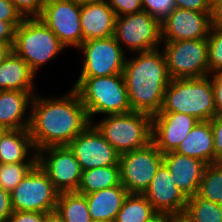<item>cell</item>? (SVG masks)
I'll return each instance as SVG.
<instances>
[{"label": "cell", "instance_id": "cell-33", "mask_svg": "<svg viewBox=\"0 0 222 222\" xmlns=\"http://www.w3.org/2000/svg\"><path fill=\"white\" fill-rule=\"evenodd\" d=\"M24 18L39 17L46 0H10Z\"/></svg>", "mask_w": 222, "mask_h": 222}, {"label": "cell", "instance_id": "cell-28", "mask_svg": "<svg viewBox=\"0 0 222 222\" xmlns=\"http://www.w3.org/2000/svg\"><path fill=\"white\" fill-rule=\"evenodd\" d=\"M196 195L215 203L222 201V163L206 165Z\"/></svg>", "mask_w": 222, "mask_h": 222}, {"label": "cell", "instance_id": "cell-8", "mask_svg": "<svg viewBox=\"0 0 222 222\" xmlns=\"http://www.w3.org/2000/svg\"><path fill=\"white\" fill-rule=\"evenodd\" d=\"M59 194L48 175L37 164L11 192L13 212L54 211Z\"/></svg>", "mask_w": 222, "mask_h": 222}, {"label": "cell", "instance_id": "cell-14", "mask_svg": "<svg viewBox=\"0 0 222 222\" xmlns=\"http://www.w3.org/2000/svg\"><path fill=\"white\" fill-rule=\"evenodd\" d=\"M67 146L74 153L82 171L119 165L120 153L110 145L93 123Z\"/></svg>", "mask_w": 222, "mask_h": 222}, {"label": "cell", "instance_id": "cell-27", "mask_svg": "<svg viewBox=\"0 0 222 222\" xmlns=\"http://www.w3.org/2000/svg\"><path fill=\"white\" fill-rule=\"evenodd\" d=\"M157 214L143 194L129 193L114 222H149Z\"/></svg>", "mask_w": 222, "mask_h": 222}, {"label": "cell", "instance_id": "cell-31", "mask_svg": "<svg viewBox=\"0 0 222 222\" xmlns=\"http://www.w3.org/2000/svg\"><path fill=\"white\" fill-rule=\"evenodd\" d=\"M208 41L209 75L222 72V27H211Z\"/></svg>", "mask_w": 222, "mask_h": 222}, {"label": "cell", "instance_id": "cell-45", "mask_svg": "<svg viewBox=\"0 0 222 222\" xmlns=\"http://www.w3.org/2000/svg\"><path fill=\"white\" fill-rule=\"evenodd\" d=\"M167 222H192L189 218H187L184 214H175L168 215Z\"/></svg>", "mask_w": 222, "mask_h": 222}, {"label": "cell", "instance_id": "cell-2", "mask_svg": "<svg viewBox=\"0 0 222 222\" xmlns=\"http://www.w3.org/2000/svg\"><path fill=\"white\" fill-rule=\"evenodd\" d=\"M138 52L136 58L125 60L122 72L132 111L151 116L162 107L165 89L171 82L163 51Z\"/></svg>", "mask_w": 222, "mask_h": 222}, {"label": "cell", "instance_id": "cell-6", "mask_svg": "<svg viewBox=\"0 0 222 222\" xmlns=\"http://www.w3.org/2000/svg\"><path fill=\"white\" fill-rule=\"evenodd\" d=\"M94 126L120 154L152 142V116L131 111L107 115Z\"/></svg>", "mask_w": 222, "mask_h": 222}, {"label": "cell", "instance_id": "cell-29", "mask_svg": "<svg viewBox=\"0 0 222 222\" xmlns=\"http://www.w3.org/2000/svg\"><path fill=\"white\" fill-rule=\"evenodd\" d=\"M184 215L192 222H222L219 203L205 200L197 195L188 198Z\"/></svg>", "mask_w": 222, "mask_h": 222}, {"label": "cell", "instance_id": "cell-7", "mask_svg": "<svg viewBox=\"0 0 222 222\" xmlns=\"http://www.w3.org/2000/svg\"><path fill=\"white\" fill-rule=\"evenodd\" d=\"M162 43L171 79L201 78L209 75L207 39Z\"/></svg>", "mask_w": 222, "mask_h": 222}, {"label": "cell", "instance_id": "cell-36", "mask_svg": "<svg viewBox=\"0 0 222 222\" xmlns=\"http://www.w3.org/2000/svg\"><path fill=\"white\" fill-rule=\"evenodd\" d=\"M24 17L10 0H0V20L23 21Z\"/></svg>", "mask_w": 222, "mask_h": 222}, {"label": "cell", "instance_id": "cell-37", "mask_svg": "<svg viewBox=\"0 0 222 222\" xmlns=\"http://www.w3.org/2000/svg\"><path fill=\"white\" fill-rule=\"evenodd\" d=\"M22 21H3L0 20V41L6 42L13 47L15 28Z\"/></svg>", "mask_w": 222, "mask_h": 222}, {"label": "cell", "instance_id": "cell-23", "mask_svg": "<svg viewBox=\"0 0 222 222\" xmlns=\"http://www.w3.org/2000/svg\"><path fill=\"white\" fill-rule=\"evenodd\" d=\"M35 75L26 62L12 51L0 64V91L33 92Z\"/></svg>", "mask_w": 222, "mask_h": 222}, {"label": "cell", "instance_id": "cell-35", "mask_svg": "<svg viewBox=\"0 0 222 222\" xmlns=\"http://www.w3.org/2000/svg\"><path fill=\"white\" fill-rule=\"evenodd\" d=\"M214 133L215 163H222V117L211 119Z\"/></svg>", "mask_w": 222, "mask_h": 222}, {"label": "cell", "instance_id": "cell-24", "mask_svg": "<svg viewBox=\"0 0 222 222\" xmlns=\"http://www.w3.org/2000/svg\"><path fill=\"white\" fill-rule=\"evenodd\" d=\"M29 149L35 152L28 129L7 130L0 140V164L37 163L36 152L26 159Z\"/></svg>", "mask_w": 222, "mask_h": 222}, {"label": "cell", "instance_id": "cell-30", "mask_svg": "<svg viewBox=\"0 0 222 222\" xmlns=\"http://www.w3.org/2000/svg\"><path fill=\"white\" fill-rule=\"evenodd\" d=\"M37 163L0 164V187L11 193Z\"/></svg>", "mask_w": 222, "mask_h": 222}, {"label": "cell", "instance_id": "cell-49", "mask_svg": "<svg viewBox=\"0 0 222 222\" xmlns=\"http://www.w3.org/2000/svg\"><path fill=\"white\" fill-rule=\"evenodd\" d=\"M217 1H219V0H207V3L211 6Z\"/></svg>", "mask_w": 222, "mask_h": 222}, {"label": "cell", "instance_id": "cell-17", "mask_svg": "<svg viewBox=\"0 0 222 222\" xmlns=\"http://www.w3.org/2000/svg\"><path fill=\"white\" fill-rule=\"evenodd\" d=\"M143 195L158 214H184L188 202V198L176 186L164 163L158 168Z\"/></svg>", "mask_w": 222, "mask_h": 222}, {"label": "cell", "instance_id": "cell-26", "mask_svg": "<svg viewBox=\"0 0 222 222\" xmlns=\"http://www.w3.org/2000/svg\"><path fill=\"white\" fill-rule=\"evenodd\" d=\"M55 210L65 222H93L86 196L77 192L60 193Z\"/></svg>", "mask_w": 222, "mask_h": 222}, {"label": "cell", "instance_id": "cell-4", "mask_svg": "<svg viewBox=\"0 0 222 222\" xmlns=\"http://www.w3.org/2000/svg\"><path fill=\"white\" fill-rule=\"evenodd\" d=\"M73 88L79 94L91 122L95 114L112 115L132 111L123 74L79 77Z\"/></svg>", "mask_w": 222, "mask_h": 222}, {"label": "cell", "instance_id": "cell-19", "mask_svg": "<svg viewBox=\"0 0 222 222\" xmlns=\"http://www.w3.org/2000/svg\"><path fill=\"white\" fill-rule=\"evenodd\" d=\"M116 18L108 2L81 5L83 42L113 36Z\"/></svg>", "mask_w": 222, "mask_h": 222}, {"label": "cell", "instance_id": "cell-41", "mask_svg": "<svg viewBox=\"0 0 222 222\" xmlns=\"http://www.w3.org/2000/svg\"><path fill=\"white\" fill-rule=\"evenodd\" d=\"M179 9L192 10L196 12H210L207 0H175Z\"/></svg>", "mask_w": 222, "mask_h": 222}, {"label": "cell", "instance_id": "cell-22", "mask_svg": "<svg viewBox=\"0 0 222 222\" xmlns=\"http://www.w3.org/2000/svg\"><path fill=\"white\" fill-rule=\"evenodd\" d=\"M128 194L120 184L85 195L92 221L114 222Z\"/></svg>", "mask_w": 222, "mask_h": 222}, {"label": "cell", "instance_id": "cell-1", "mask_svg": "<svg viewBox=\"0 0 222 222\" xmlns=\"http://www.w3.org/2000/svg\"><path fill=\"white\" fill-rule=\"evenodd\" d=\"M68 93L51 99L34 95L28 130L36 152L67 146L92 123L77 91L72 88Z\"/></svg>", "mask_w": 222, "mask_h": 222}, {"label": "cell", "instance_id": "cell-10", "mask_svg": "<svg viewBox=\"0 0 222 222\" xmlns=\"http://www.w3.org/2000/svg\"><path fill=\"white\" fill-rule=\"evenodd\" d=\"M113 36L134 53L154 50L162 44L160 22L144 11L117 16Z\"/></svg>", "mask_w": 222, "mask_h": 222}, {"label": "cell", "instance_id": "cell-5", "mask_svg": "<svg viewBox=\"0 0 222 222\" xmlns=\"http://www.w3.org/2000/svg\"><path fill=\"white\" fill-rule=\"evenodd\" d=\"M57 36L39 18H24L15 28L13 52L36 74L38 68L64 50Z\"/></svg>", "mask_w": 222, "mask_h": 222}, {"label": "cell", "instance_id": "cell-50", "mask_svg": "<svg viewBox=\"0 0 222 222\" xmlns=\"http://www.w3.org/2000/svg\"><path fill=\"white\" fill-rule=\"evenodd\" d=\"M220 209L222 211V201L219 203Z\"/></svg>", "mask_w": 222, "mask_h": 222}, {"label": "cell", "instance_id": "cell-43", "mask_svg": "<svg viewBox=\"0 0 222 222\" xmlns=\"http://www.w3.org/2000/svg\"><path fill=\"white\" fill-rule=\"evenodd\" d=\"M12 51V46L10 44L0 41V64Z\"/></svg>", "mask_w": 222, "mask_h": 222}, {"label": "cell", "instance_id": "cell-40", "mask_svg": "<svg viewBox=\"0 0 222 222\" xmlns=\"http://www.w3.org/2000/svg\"><path fill=\"white\" fill-rule=\"evenodd\" d=\"M45 213L15 211L8 222H44Z\"/></svg>", "mask_w": 222, "mask_h": 222}, {"label": "cell", "instance_id": "cell-20", "mask_svg": "<svg viewBox=\"0 0 222 222\" xmlns=\"http://www.w3.org/2000/svg\"><path fill=\"white\" fill-rule=\"evenodd\" d=\"M34 95L20 90L0 91V126L6 130L28 129L30 113L28 119L24 120L23 117Z\"/></svg>", "mask_w": 222, "mask_h": 222}, {"label": "cell", "instance_id": "cell-25", "mask_svg": "<svg viewBox=\"0 0 222 222\" xmlns=\"http://www.w3.org/2000/svg\"><path fill=\"white\" fill-rule=\"evenodd\" d=\"M120 184V165L98 167L82 171L81 181L76 192L88 195Z\"/></svg>", "mask_w": 222, "mask_h": 222}, {"label": "cell", "instance_id": "cell-38", "mask_svg": "<svg viewBox=\"0 0 222 222\" xmlns=\"http://www.w3.org/2000/svg\"><path fill=\"white\" fill-rule=\"evenodd\" d=\"M212 86L215 99V117H222V75L220 73L212 75Z\"/></svg>", "mask_w": 222, "mask_h": 222}, {"label": "cell", "instance_id": "cell-9", "mask_svg": "<svg viewBox=\"0 0 222 222\" xmlns=\"http://www.w3.org/2000/svg\"><path fill=\"white\" fill-rule=\"evenodd\" d=\"M162 163L163 154L153 141L145 147L120 154L122 186L128 193L143 194Z\"/></svg>", "mask_w": 222, "mask_h": 222}, {"label": "cell", "instance_id": "cell-13", "mask_svg": "<svg viewBox=\"0 0 222 222\" xmlns=\"http://www.w3.org/2000/svg\"><path fill=\"white\" fill-rule=\"evenodd\" d=\"M84 64L80 77H105L122 74L125 65L124 51L114 36L83 42Z\"/></svg>", "mask_w": 222, "mask_h": 222}, {"label": "cell", "instance_id": "cell-21", "mask_svg": "<svg viewBox=\"0 0 222 222\" xmlns=\"http://www.w3.org/2000/svg\"><path fill=\"white\" fill-rule=\"evenodd\" d=\"M175 152L203 161L215 163L214 133L210 121H199L180 143Z\"/></svg>", "mask_w": 222, "mask_h": 222}, {"label": "cell", "instance_id": "cell-11", "mask_svg": "<svg viewBox=\"0 0 222 222\" xmlns=\"http://www.w3.org/2000/svg\"><path fill=\"white\" fill-rule=\"evenodd\" d=\"M36 154L37 164L48 175L59 193L77 191L82 169L68 146H50Z\"/></svg>", "mask_w": 222, "mask_h": 222}, {"label": "cell", "instance_id": "cell-42", "mask_svg": "<svg viewBox=\"0 0 222 222\" xmlns=\"http://www.w3.org/2000/svg\"><path fill=\"white\" fill-rule=\"evenodd\" d=\"M211 27H222V0L210 6Z\"/></svg>", "mask_w": 222, "mask_h": 222}, {"label": "cell", "instance_id": "cell-39", "mask_svg": "<svg viewBox=\"0 0 222 222\" xmlns=\"http://www.w3.org/2000/svg\"><path fill=\"white\" fill-rule=\"evenodd\" d=\"M12 214L11 193L0 187V222H8Z\"/></svg>", "mask_w": 222, "mask_h": 222}, {"label": "cell", "instance_id": "cell-48", "mask_svg": "<svg viewBox=\"0 0 222 222\" xmlns=\"http://www.w3.org/2000/svg\"><path fill=\"white\" fill-rule=\"evenodd\" d=\"M7 130L3 127L0 126V140L2 138V135L6 132Z\"/></svg>", "mask_w": 222, "mask_h": 222}, {"label": "cell", "instance_id": "cell-32", "mask_svg": "<svg viewBox=\"0 0 222 222\" xmlns=\"http://www.w3.org/2000/svg\"><path fill=\"white\" fill-rule=\"evenodd\" d=\"M142 10L162 22L176 8L175 0H141Z\"/></svg>", "mask_w": 222, "mask_h": 222}, {"label": "cell", "instance_id": "cell-16", "mask_svg": "<svg viewBox=\"0 0 222 222\" xmlns=\"http://www.w3.org/2000/svg\"><path fill=\"white\" fill-rule=\"evenodd\" d=\"M198 122L188 114L158 112L152 116V141L162 154L175 151Z\"/></svg>", "mask_w": 222, "mask_h": 222}, {"label": "cell", "instance_id": "cell-18", "mask_svg": "<svg viewBox=\"0 0 222 222\" xmlns=\"http://www.w3.org/2000/svg\"><path fill=\"white\" fill-rule=\"evenodd\" d=\"M166 165L179 190L187 197L196 195L206 164L196 158L170 151L163 154Z\"/></svg>", "mask_w": 222, "mask_h": 222}, {"label": "cell", "instance_id": "cell-12", "mask_svg": "<svg viewBox=\"0 0 222 222\" xmlns=\"http://www.w3.org/2000/svg\"><path fill=\"white\" fill-rule=\"evenodd\" d=\"M81 5L76 0H46L39 18L67 48L83 43L80 23Z\"/></svg>", "mask_w": 222, "mask_h": 222}, {"label": "cell", "instance_id": "cell-34", "mask_svg": "<svg viewBox=\"0 0 222 222\" xmlns=\"http://www.w3.org/2000/svg\"><path fill=\"white\" fill-rule=\"evenodd\" d=\"M108 3L116 16H123L143 11L141 0H109Z\"/></svg>", "mask_w": 222, "mask_h": 222}, {"label": "cell", "instance_id": "cell-15", "mask_svg": "<svg viewBox=\"0 0 222 222\" xmlns=\"http://www.w3.org/2000/svg\"><path fill=\"white\" fill-rule=\"evenodd\" d=\"M161 25V41L207 39L211 30L210 12L176 8Z\"/></svg>", "mask_w": 222, "mask_h": 222}, {"label": "cell", "instance_id": "cell-46", "mask_svg": "<svg viewBox=\"0 0 222 222\" xmlns=\"http://www.w3.org/2000/svg\"><path fill=\"white\" fill-rule=\"evenodd\" d=\"M167 221H168V215H166V214H157L149 222H167Z\"/></svg>", "mask_w": 222, "mask_h": 222}, {"label": "cell", "instance_id": "cell-44", "mask_svg": "<svg viewBox=\"0 0 222 222\" xmlns=\"http://www.w3.org/2000/svg\"><path fill=\"white\" fill-rule=\"evenodd\" d=\"M44 222H65L56 210L45 213Z\"/></svg>", "mask_w": 222, "mask_h": 222}, {"label": "cell", "instance_id": "cell-47", "mask_svg": "<svg viewBox=\"0 0 222 222\" xmlns=\"http://www.w3.org/2000/svg\"><path fill=\"white\" fill-rule=\"evenodd\" d=\"M76 1L80 5L109 2V0H76Z\"/></svg>", "mask_w": 222, "mask_h": 222}, {"label": "cell", "instance_id": "cell-3", "mask_svg": "<svg viewBox=\"0 0 222 222\" xmlns=\"http://www.w3.org/2000/svg\"><path fill=\"white\" fill-rule=\"evenodd\" d=\"M159 112L188 114L199 121L213 119L215 99L212 75L201 78L172 79L165 89L163 104Z\"/></svg>", "mask_w": 222, "mask_h": 222}]
</instances>
